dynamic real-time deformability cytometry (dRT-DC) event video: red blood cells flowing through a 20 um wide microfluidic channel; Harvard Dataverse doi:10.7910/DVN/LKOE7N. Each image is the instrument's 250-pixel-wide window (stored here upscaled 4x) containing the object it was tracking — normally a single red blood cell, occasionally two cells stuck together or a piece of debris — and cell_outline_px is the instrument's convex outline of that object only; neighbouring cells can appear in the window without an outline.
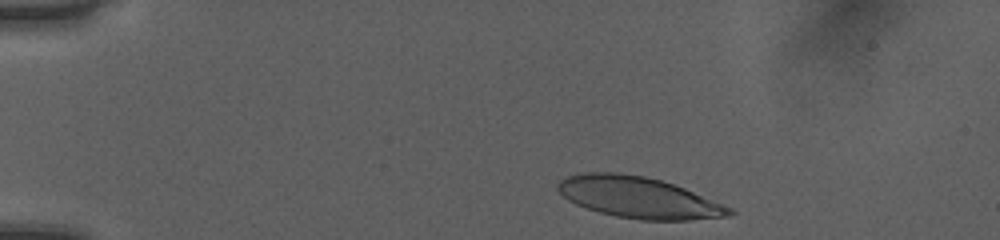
{"species": "human", "species_latin": "Homo sapiens", "temperature_condition": "room temperature", "stored_images_in_passage": 38, "camera_frame_rate_fps": 3000, "um_per_image_px": 0.085, "donor": {"sex": "female"}, "frame": {"image": 1, "passage_image": 2, "time_ms": 0.333, "image_size_px": [1000, 240], "cell_outline_px": [[736, 212], [728, 216], [692, 220], [640, 220], [616, 216], [600, 212], [576, 204], [568, 200], [556, 188], [556, 184], [560, 180], [568, 176], [580, 172], [616, 172], [644, 176], [660, 180], [684, 188], [732, 208]], "centroid_in_image_um": [54.26, 16.78], "position_along_channel_um": 30.7, "area_um2": 41.04}}
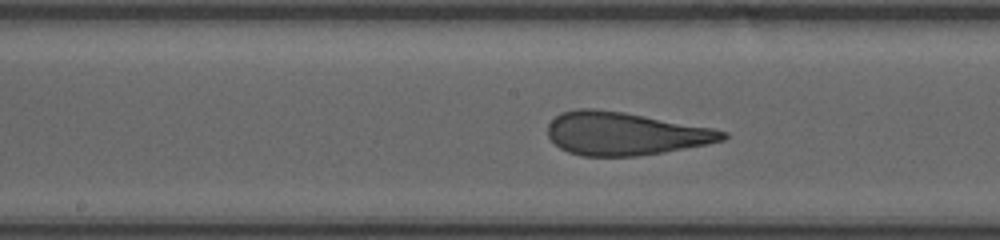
{"frame": {"image": 2, "passage_image": 20, "time_ms": 6.333, "image_size_px": [1000, 240], "cell_outline_px": [[728, 136], [724, 140], [664, 152], [636, 156], [584, 156], [568, 152], [560, 148], [548, 136], [548, 124], [560, 112], [576, 108], [592, 108], [624, 112], [712, 128], [728, 132]], "centroid_in_image_um": [53.08, 11.35], "position_along_channel_um": 195.1, "area_um2": 43.64}}
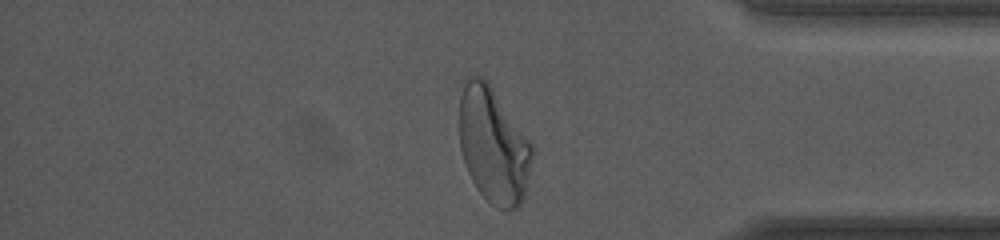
{"frame": {"image": 3, "passage_image": 36, "time_ms": 11.667, "image_size_px": [1000, 240], "cell_outline_px": [[532, 160], [524, 196], [520, 204], [516, 208], [508, 212], [504, 212], [496, 208], [476, 188], [464, 164], [460, 148], [460, 80], [468, 76], [480, 76], [488, 80], [532, 144]], "centroid_in_image_um": [41.91, 12.32], "position_along_channel_um": 393.3, "area_um2": 49.59}, "authors_computed_cell_mechanics": {"area_um2": 43.5523, "velocity_mm_per_s": 4.0285, "shape_relaxation_time_tau1_ms": 5.5395, "shape_relaxation_time_tau2_ms": 0.7623, "deformation_change_tau1": 0.2402, "deformation_change_tau2": 0.1066}}